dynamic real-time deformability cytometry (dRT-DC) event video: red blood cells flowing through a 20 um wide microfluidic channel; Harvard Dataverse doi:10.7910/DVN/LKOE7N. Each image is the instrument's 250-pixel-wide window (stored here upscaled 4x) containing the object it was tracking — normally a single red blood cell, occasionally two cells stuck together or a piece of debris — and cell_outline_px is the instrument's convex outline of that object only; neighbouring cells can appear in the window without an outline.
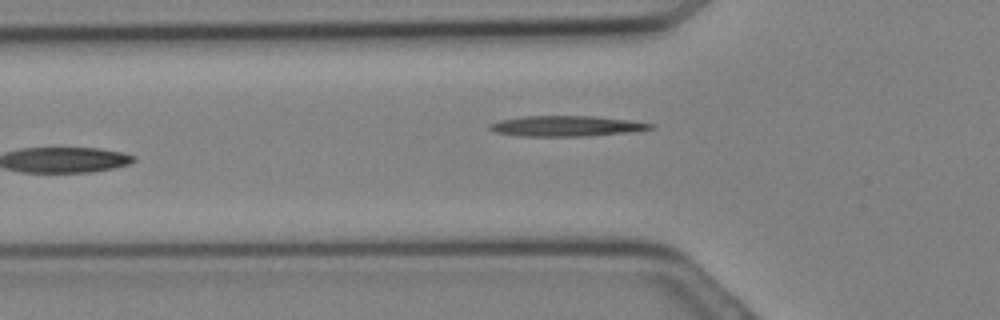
{"species": "Egyptian fruit bat (a non-hibernating species)", "species_latin": "Rousettus aegyptiacus", "temperature_condition": "cold", "stored_images_in_passage": 11, "camera_frame_rate_fps": 3000, "um_per_image_px": 0.085, "animal": {"sex": "female"}, "frame": {"image": 1, "passage_image": 11, "time_ms": 3.333, "image_size_px": [1000, 320], "cell_outline_px": [[656, 128], [636, 132], [588, 136], [520, 136], [496, 132], [488, 128], [488, 124], [500, 120], [524, 116], [592, 116], [628, 120], [656, 124]], "centroid_in_image_um": [48.21, 10.72], "position_along_channel_um": 77.6, "area_um2": 19.42}}